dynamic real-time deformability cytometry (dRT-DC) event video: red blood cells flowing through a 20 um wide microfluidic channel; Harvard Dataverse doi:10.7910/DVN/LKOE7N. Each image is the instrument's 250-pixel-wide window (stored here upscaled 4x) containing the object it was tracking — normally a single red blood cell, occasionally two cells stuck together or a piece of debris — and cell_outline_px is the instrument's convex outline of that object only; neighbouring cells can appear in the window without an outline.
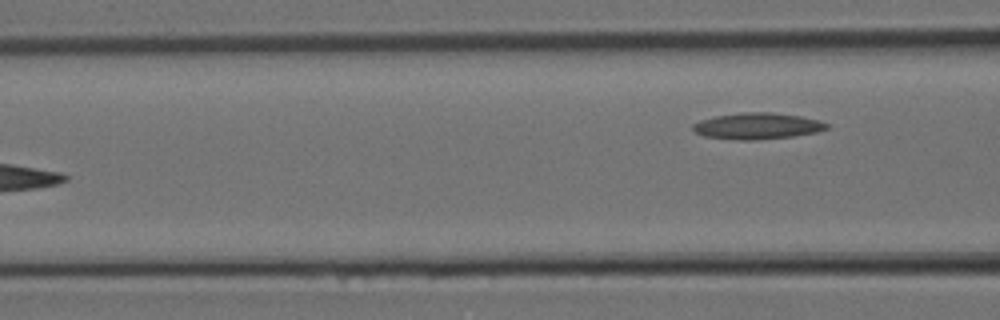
{"species": "Egyptian fruit bat (a non-hibernating species)", "species_latin": "Rousettus aegyptiacus", "temperature_condition": "room temperature", "stored_images_in_passage": 10, "segment_of_instrument_passage": [2, 2], "camera_frame_rate_fps": 3000, "um_per_image_px": 0.085, "animal": {"sex": "female"}, "frame": {"image": 1, "passage_image": 10, "time_ms": 3.0, "image_size_px": [1000, 320], "cell_outline_px": [[828, 128], [816, 132], [792, 136], [756, 140], [740, 140], [704, 136], [696, 132], [692, 128], [692, 124], [700, 120], [716, 116], [740, 112], [768, 112], [800, 116], [820, 120], [828, 124]], "centroid_in_image_um": [64.36, 10.71], "position_along_channel_um": 102.2, "area_um2": 20.4}}